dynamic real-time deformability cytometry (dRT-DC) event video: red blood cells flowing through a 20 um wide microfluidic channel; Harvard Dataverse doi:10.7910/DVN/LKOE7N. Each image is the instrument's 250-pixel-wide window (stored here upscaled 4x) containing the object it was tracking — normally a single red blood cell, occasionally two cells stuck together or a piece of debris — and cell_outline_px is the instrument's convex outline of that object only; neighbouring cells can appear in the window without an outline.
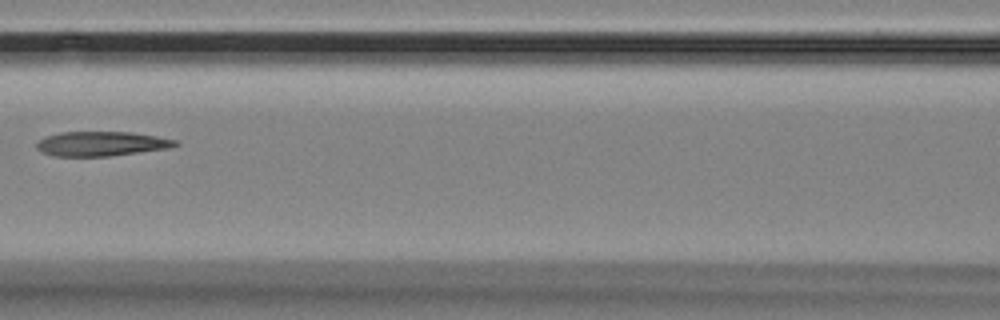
{"species": "Egyptian fruit bat (a non-hibernating species)", "species_latin": "Rousettus aegyptiacus", "temperature_condition": "room temperature", "stored_images_in_passage": 11, "camera_frame_rate_fps": 3000, "um_per_image_px": 0.085, "animal": {"sex": "female"}, "frame": {"image": 1, "passage_image": 7, "time_ms": 8.667, "image_size_px": [1000, 320], "cell_outline_px": [[180, 144], [172, 148], [108, 156], [52, 156], [40, 152], [36, 148], [36, 144], [44, 136], [60, 132], [132, 132], [156, 136], [176, 140]], "centroid_in_image_um": [8.61, 12.22], "position_along_channel_um": 158.0, "area_um2": 20.0}}
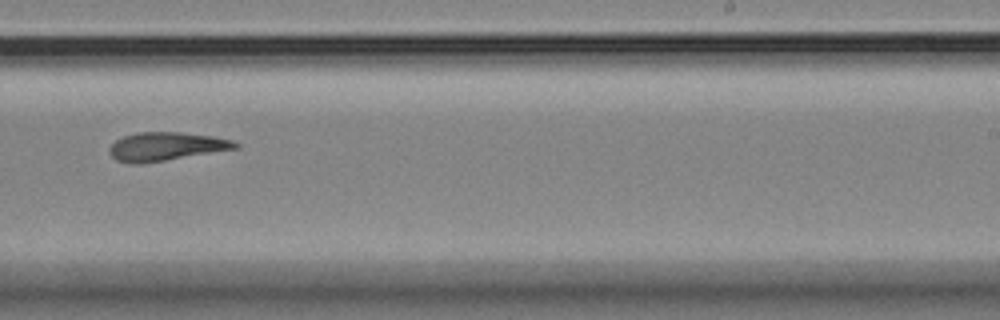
{"frame": {"image": 2, "passage_image": 10, "time_ms": 12.0, "image_size_px": [1000, 320], "cell_outline_px": [[240, 148], [140, 164], [132, 164], [116, 160], [108, 152], [108, 148], [116, 140], [124, 136], [136, 132], [180, 132], [212, 136], [232, 140], [240, 144]], "centroid_in_image_um": [14.1, 12.45], "position_along_channel_um": 274.9, "area_um2": 20.92}}
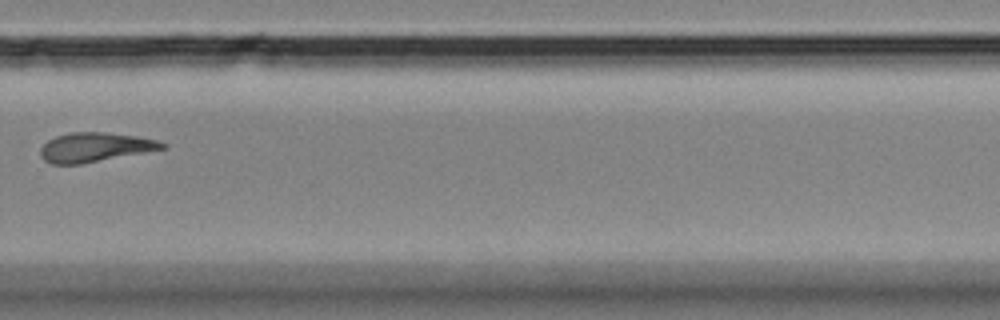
{"frame": {"image": 3, "passage_image": 11, "time_ms": 13.333, "image_size_px": [1000, 320], "cell_outline_px": [[168, 148], [80, 164], [52, 164], [44, 160], [40, 156], [40, 148], [48, 140], [56, 136], [72, 132], [104, 132], [136, 136], [156, 140], [168, 144]], "centroid_in_image_um": [8.07, 12.51], "position_along_channel_um": 321.7, "area_um2": 20.75}}